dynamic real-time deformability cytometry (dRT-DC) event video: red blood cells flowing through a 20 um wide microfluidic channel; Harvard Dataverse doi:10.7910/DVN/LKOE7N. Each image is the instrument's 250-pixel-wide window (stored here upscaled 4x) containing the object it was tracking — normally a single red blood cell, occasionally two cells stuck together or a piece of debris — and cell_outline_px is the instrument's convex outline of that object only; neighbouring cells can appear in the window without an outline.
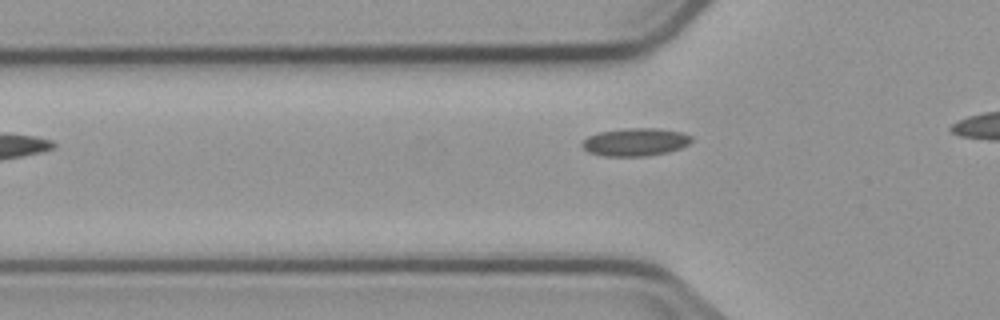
{"species": "common noctule bat (a hibernating species)", "species_latin": "Nyctalus noctula", "temperature_condition": "cold", "stored_images_in_passage": 4, "camera_frame_rate_fps": 3000, "um_per_image_px": 0.085, "animal": {"sex": "male", "body_mass_g": 23.1, "forearm_length_mm": 52.7}, "frame": {"image": 1, "passage_image": 4, "time_ms": 4.333, "image_size_px": [1000, 320], "cell_outline_px": [[692, 140], [688, 144], [680, 148], [668, 152], [648, 156], [604, 156], [588, 152], [580, 144], [588, 136], [600, 132], [628, 128], [660, 128], [680, 132], [692, 136]], "centroid_in_image_um": [54.01, 12.07], "position_along_channel_um": 71.8, "area_um2": 17.74}}